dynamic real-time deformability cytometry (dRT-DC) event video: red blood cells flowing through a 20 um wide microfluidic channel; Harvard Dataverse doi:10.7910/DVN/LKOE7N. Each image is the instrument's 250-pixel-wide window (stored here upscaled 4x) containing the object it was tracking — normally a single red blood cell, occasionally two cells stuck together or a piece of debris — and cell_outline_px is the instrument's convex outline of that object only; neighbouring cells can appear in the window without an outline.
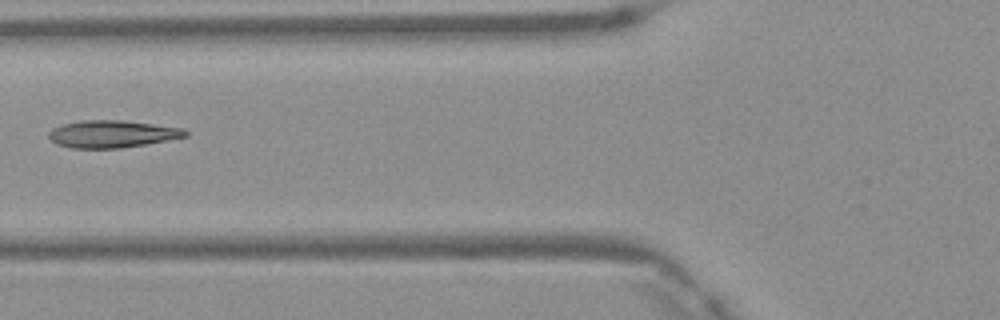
{"species": "Egyptian fruit bat (a non-hibernating species)", "species_latin": "Rousettus aegyptiacus", "temperature_condition": "warm", "stored_images_in_passage": 4, "camera_frame_rate_fps": 3000, "um_per_image_px": 0.085, "frame": {"image": 1, "passage_image": 3, "time_ms": 0.667, "image_size_px": [1000, 320], "cell_outline_px": [[188, 136], [144, 144], [120, 148], [72, 148], [56, 144], [48, 136], [48, 132], [52, 128], [64, 124], [84, 120], [120, 120], [184, 128], [188, 132]], "centroid_in_image_um": [9.51, 11.39], "position_along_channel_um": 116.3, "area_um2": 21.5}}
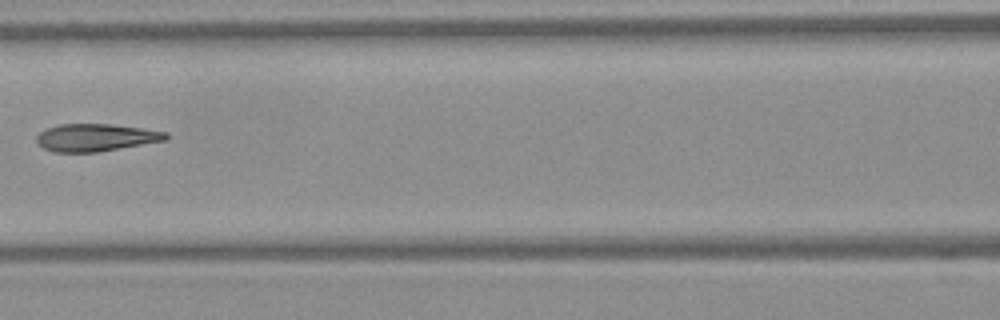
{"frame": {"image": 2, "passage_image": 4, "time_ms": 1.0, "image_size_px": [1000, 320], "cell_outline_px": [[168, 140], [96, 152], [52, 152], [36, 144], [36, 136], [40, 132], [48, 128], [60, 124], [112, 124], [144, 128], [168, 132]], "centroid_in_image_um": [8.15, 11.69], "position_along_channel_um": 158.5, "area_um2": 20.81}}